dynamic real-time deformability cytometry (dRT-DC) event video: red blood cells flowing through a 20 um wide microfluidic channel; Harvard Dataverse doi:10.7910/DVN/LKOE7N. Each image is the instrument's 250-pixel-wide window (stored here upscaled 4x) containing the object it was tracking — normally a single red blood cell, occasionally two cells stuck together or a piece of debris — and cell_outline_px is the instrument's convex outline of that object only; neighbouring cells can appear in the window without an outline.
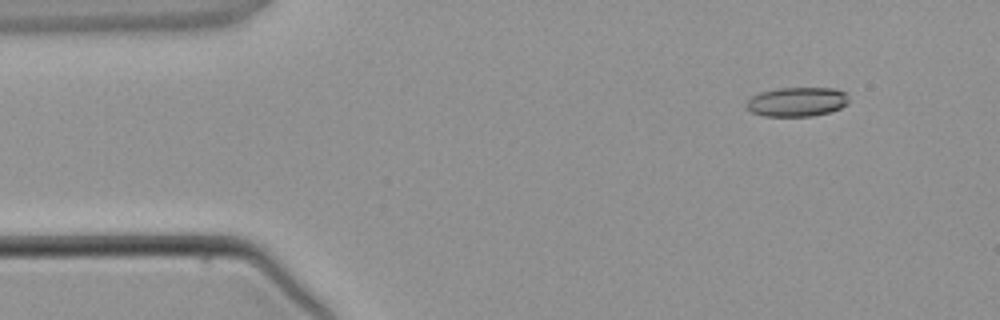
{"species": "common noctule bat (a hibernating species)", "species_latin": "Nyctalus noctula", "temperature_condition": "warm", "stored_images_in_passage": 5, "camera_frame_rate_fps": 3000, "um_per_image_px": 0.085, "animal": {"sex": "male", "body_mass_g": 21.5, "forearm_length_mm": 52.0}, "frame": {"image": 1, "passage_image": 2, "time_ms": 1.0, "image_size_px": [1000, 320], "cell_outline_px": [[848, 104], [832, 112], [812, 116], [764, 116], [752, 112], [744, 108], [744, 104], [752, 96], [760, 92], [776, 88], [832, 88], [848, 92]], "centroid_in_image_um": [67.74, 8.65], "position_along_channel_um": 17.3, "area_um2": 17.8}}
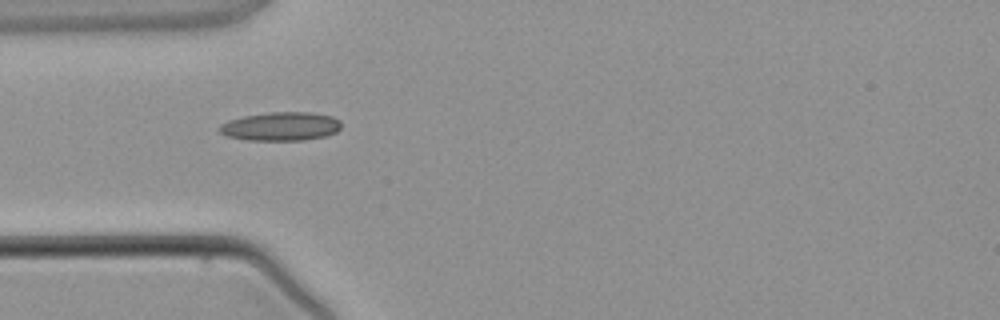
{"frame": {"image": 2, "passage_image": 4, "time_ms": 3.667, "image_size_px": [1000, 320], "cell_outline_px": [[340, 128], [336, 132], [328, 136], [304, 140], [248, 140], [228, 136], [220, 132], [216, 128], [220, 124], [228, 120], [244, 116], [272, 112], [308, 112], [332, 116], [340, 120]], "centroid_in_image_um": [23.87, 10.74], "position_along_channel_um": 61.1, "area_um2": 20.4}}
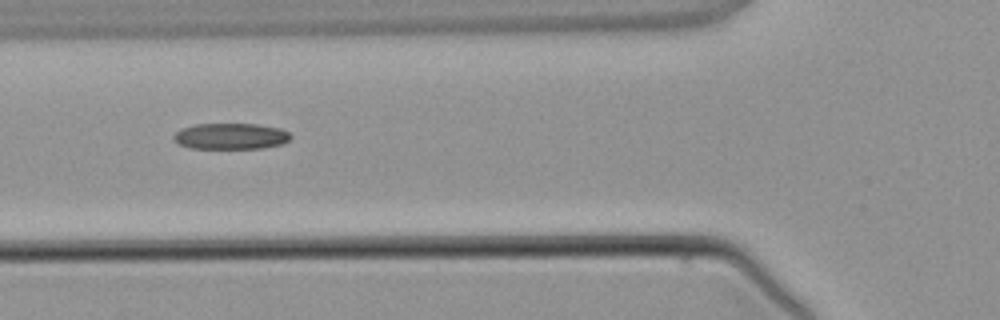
{"frame": {"image": 3, "passage_image": 5, "time_ms": 4.667, "image_size_px": [1000, 320], "cell_outline_px": [[292, 136], [284, 144], [264, 148], [192, 148], [180, 144], [172, 136], [180, 128], [196, 124], [256, 124], [280, 128], [288, 132]], "centroid_in_image_um": [19.64, 11.57], "position_along_channel_um": 106.2, "area_um2": 17.74}}